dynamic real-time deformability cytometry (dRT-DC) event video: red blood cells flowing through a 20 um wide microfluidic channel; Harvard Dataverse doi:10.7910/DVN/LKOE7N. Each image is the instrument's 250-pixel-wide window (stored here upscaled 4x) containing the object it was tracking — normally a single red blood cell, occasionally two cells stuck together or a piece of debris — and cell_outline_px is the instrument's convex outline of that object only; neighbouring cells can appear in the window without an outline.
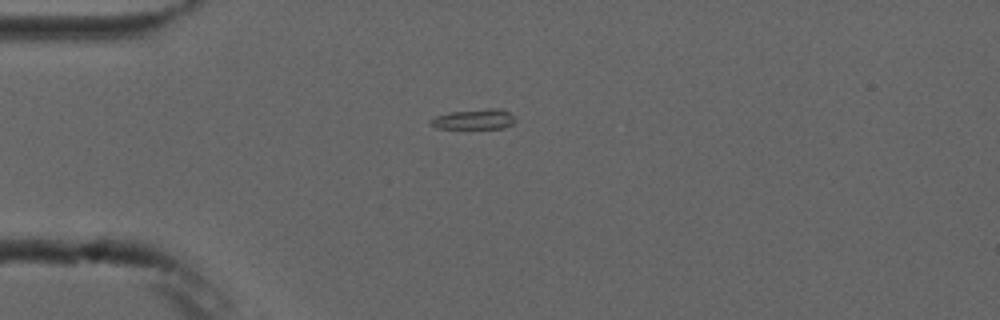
{"species": "common noctule bat (a hibernating species)", "species_latin": "Nyctalus noctula", "temperature_condition": "cold", "stored_images_in_passage": 3, "camera_frame_rate_fps": 3000, "um_per_image_px": 0.085, "animal": {"sex": "male", "forearm_length_mm": 52.5}, "frame": {"image": 1, "passage_image": 1, "time_ms": 0.0, "image_size_px": [1000, 320], "cell_outline_px": [[516, 120], [512, 124], [504, 128], [436, 128], [428, 124], [428, 120], [436, 116], [448, 112], [488, 108], [500, 108], [508, 112]], "centroid_in_image_um": [40.25, 10.13], "position_along_channel_um": 44.7, "area_um2": 10.06}}
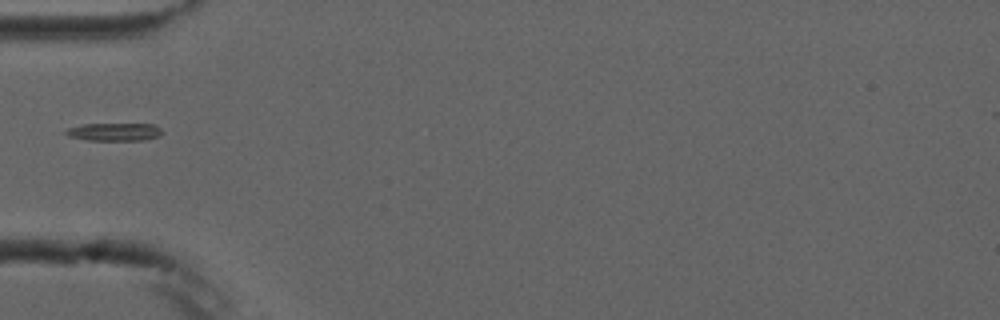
{"frame": {"image": 2, "passage_image": 2, "time_ms": 1.333, "image_size_px": [1000, 320], "cell_outline_px": [[164, 132], [160, 136], [144, 140], [88, 140], [68, 136], [64, 132], [68, 128], [84, 124], [156, 124]], "centroid_in_image_um": [9.76, 11.21], "position_along_channel_um": 75.2, "area_um2": 10.06}}